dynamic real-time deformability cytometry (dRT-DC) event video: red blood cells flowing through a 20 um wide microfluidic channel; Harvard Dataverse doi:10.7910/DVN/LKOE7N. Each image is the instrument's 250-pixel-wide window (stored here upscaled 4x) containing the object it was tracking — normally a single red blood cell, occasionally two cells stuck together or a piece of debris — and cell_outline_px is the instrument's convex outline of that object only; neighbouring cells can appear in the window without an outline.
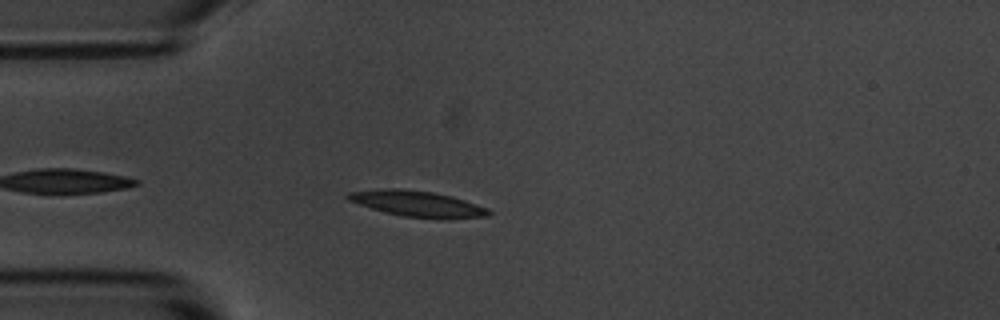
{"species": "common noctule bat (a hibernating species)", "species_latin": "Nyctalus noctula", "temperature_condition": "room temperature", "stored_images_in_passage": 29, "camera_frame_rate_fps": 3000, "um_per_image_px": 0.085, "animal": {"sex": "male", "body_mass_g": 20.1, "forearm_length_mm": 53.5}, "frame": {"image": 1, "passage_image": 4, "time_ms": 1.0, "image_size_px": [1000, 320], "cell_outline_px": [[492, 212], [488, 216], [452, 220], [440, 220], [404, 216], [384, 212], [348, 200], [344, 196], [348, 192], [384, 188], [400, 188], [432, 192], [452, 196], [488, 208]], "centroid_in_image_um": [35.53, 17.34], "position_along_channel_um": 49.5, "area_um2": 21.56}}
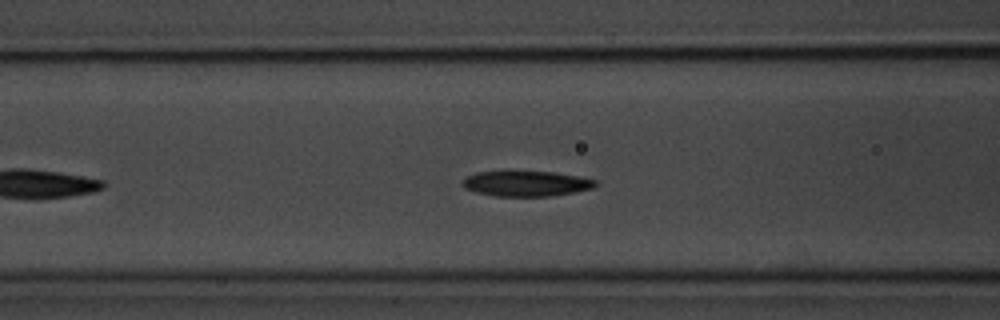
{"frame": {"image": 2, "passage_image": 11, "time_ms": 3.333, "image_size_px": [1000, 320], "cell_outline_px": [[596, 184], [592, 188], [552, 196], [496, 196], [476, 192], [464, 188], [460, 184], [460, 180], [464, 176], [476, 172], [552, 172], [580, 176], [596, 180]], "centroid_in_image_um": [44.65, 15.6], "position_along_channel_um": 121.9, "area_um2": 19.59}}
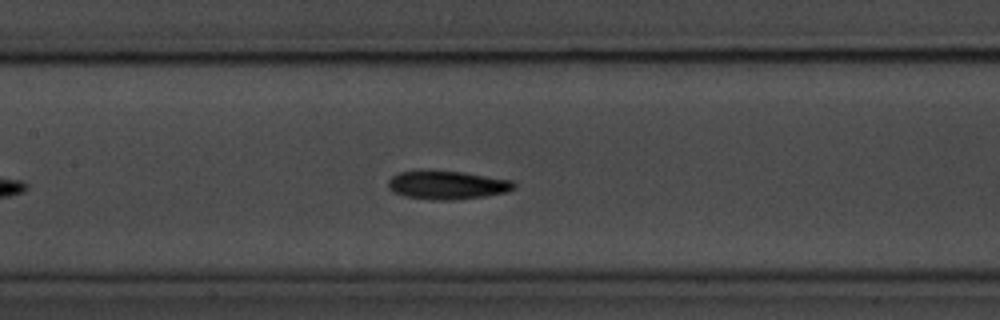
{"frame": {"image": 3, "passage_image": 15, "time_ms": 4.667, "image_size_px": [1000, 320], "cell_outline_px": [[516, 188], [504, 192], [484, 196], [452, 200], [432, 200], [404, 196], [392, 192], [388, 188], [388, 180], [396, 172], [416, 168], [428, 168], [464, 172], [512, 180], [516, 184]], "centroid_in_image_um": [37.91, 15.68], "position_along_channel_um": 169.5, "area_um2": 21.73}}